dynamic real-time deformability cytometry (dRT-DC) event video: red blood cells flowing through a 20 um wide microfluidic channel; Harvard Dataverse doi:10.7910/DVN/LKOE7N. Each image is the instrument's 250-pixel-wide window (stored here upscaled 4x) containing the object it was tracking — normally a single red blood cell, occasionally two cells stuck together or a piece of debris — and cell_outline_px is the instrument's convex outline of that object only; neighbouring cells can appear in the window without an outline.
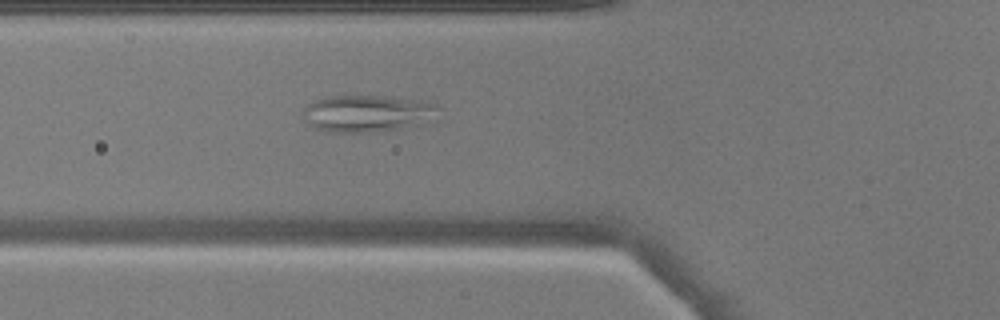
{"species": "common noctule bat (a hibernating species)", "species_latin": "Nyctalus noctula", "temperature_condition": "warm", "stored_images_in_passage": 39, "camera_frame_rate_fps": 3000, "um_per_image_px": 0.085, "animal": {"sex": "male", "body_mass_g": 17.9}, "frame": {"image": 1, "passage_image": 7, "time_ms": 2.0, "image_size_px": [1000, 320], "cell_outline_px": [[440, 120], [424, 124], [376, 132], [324, 132], [308, 124], [304, 112], [304, 108], [312, 100], [328, 96], [388, 96], [432, 100], [440, 108]], "centroid_in_image_um": [31.39, 9.63], "position_along_channel_um": 94.4, "area_um2": 30.17}}
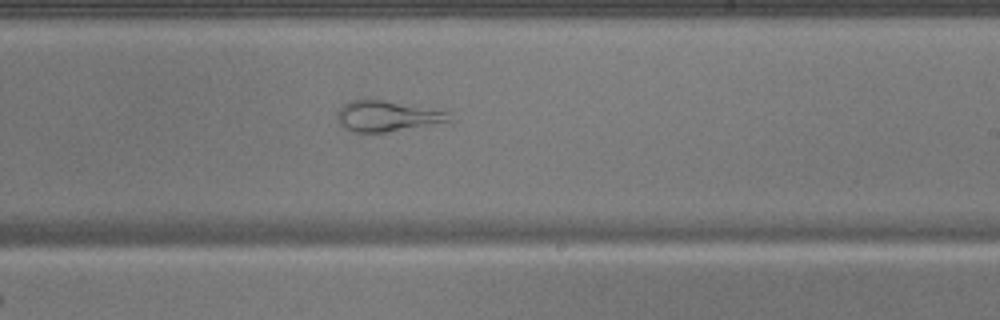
{"frame": {"image": 2, "passage_image": 19, "time_ms": 6.0, "image_size_px": [1000, 320], "cell_outline_px": [[452, 120], [384, 132], [352, 132], [344, 128], [340, 124], [336, 116], [336, 112], [340, 104], [348, 100], [384, 100], [448, 112]], "centroid_in_image_um": [32.76, 9.85], "position_along_channel_um": 256.2, "area_um2": 19.65}}
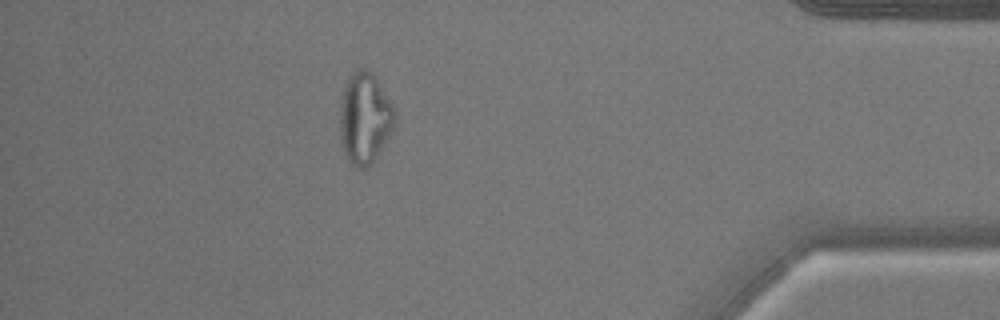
{"frame": {"image": 3, "passage_image": 33, "time_ms": 10.667, "image_size_px": [1000, 320], "cell_outline_px": [[396, 120], [388, 136], [376, 156], [364, 168], [356, 168], [348, 160], [344, 152], [340, 128], [340, 108], [344, 88], [352, 72], [356, 68], [364, 68], [372, 72], [396, 108]], "centroid_in_image_um": [31.02, 9.99], "position_along_channel_um": 404.2, "area_um2": 28.78}}